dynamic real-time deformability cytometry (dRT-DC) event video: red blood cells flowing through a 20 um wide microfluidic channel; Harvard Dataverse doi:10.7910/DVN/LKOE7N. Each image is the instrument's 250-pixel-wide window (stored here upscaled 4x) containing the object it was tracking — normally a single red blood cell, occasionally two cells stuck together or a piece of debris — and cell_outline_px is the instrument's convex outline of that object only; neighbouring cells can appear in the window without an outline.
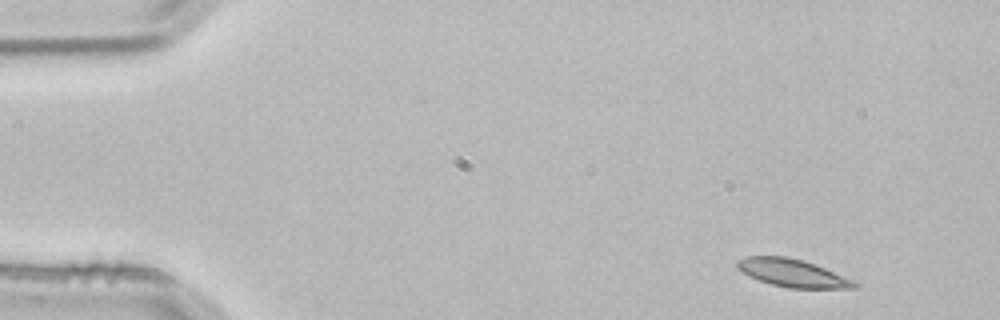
{"species": "common noctule bat (a hibernating species)", "species_latin": "Nyctalus noctula", "temperature_condition": "room temperature", "stored_images_in_passage": 4, "segment_of_instrument_passage": [1, 2], "camera_frame_rate_fps": 3000, "um_per_image_px": 0.085, "animal": {"sex": "male", "body_mass_g": 21.5, "forearm_length_mm": 52.0}, "frame": {"image": 1, "passage_image": 1, "time_ms": 0.0, "image_size_px": [1000, 320], "cell_outline_px": [[860, 284], [856, 288], [788, 288], [772, 284], [760, 280], [736, 268], [736, 260], [748, 256], [784, 256], [804, 260], [824, 268], [852, 280]], "centroid_in_image_um": [67.35, 23.2], "position_along_channel_um": 17.6, "area_um2": 18.67}}
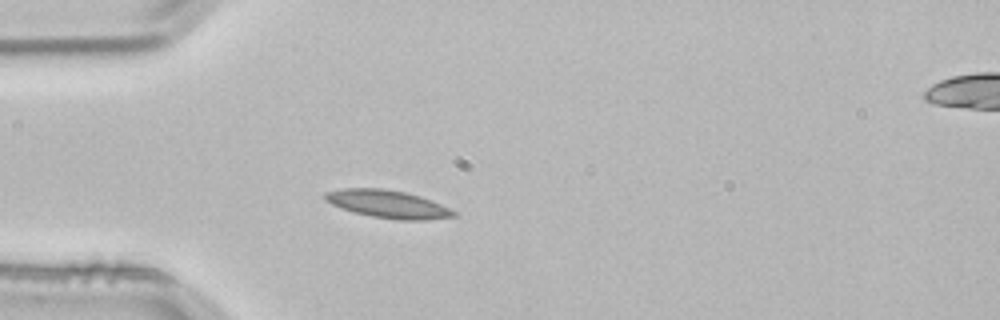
{"frame": {"image": 2, "passage_image": 3, "time_ms": 0.667, "image_size_px": [1000, 320], "cell_outline_px": [[460, 216], [424, 220], [400, 220], [372, 216], [340, 208], [324, 200], [324, 192], [340, 188], [384, 188], [404, 192], [420, 196], [440, 204], [456, 212]], "centroid_in_image_um": [32.95, 17.34], "position_along_channel_um": 52.1, "area_um2": 20.81}}